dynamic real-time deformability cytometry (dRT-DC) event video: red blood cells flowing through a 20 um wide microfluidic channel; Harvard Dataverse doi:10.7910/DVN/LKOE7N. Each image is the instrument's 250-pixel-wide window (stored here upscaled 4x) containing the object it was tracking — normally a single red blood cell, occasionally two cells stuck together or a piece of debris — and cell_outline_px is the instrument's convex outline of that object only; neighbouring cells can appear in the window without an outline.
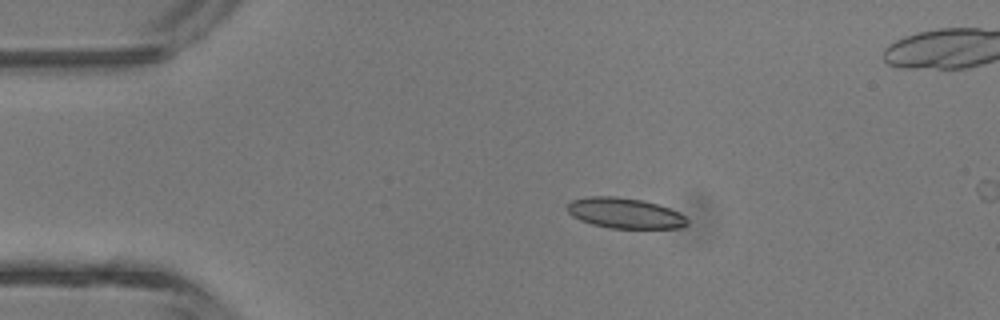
{"species": "common noctule bat (a hibernating species)", "species_latin": "Nyctalus noctula", "temperature_condition": "room temperature", "stored_images_in_passage": 5, "camera_frame_rate_fps": 3000, "um_per_image_px": 0.085, "animal": {"sex": "male", "body_mass_g": 13.3}, "frame": {"image": 1, "passage_image": 3, "time_ms": 2.333, "image_size_px": [1000, 320], "cell_outline_px": [[688, 224], [680, 228], [608, 228], [592, 224], [580, 220], [572, 216], [568, 212], [568, 204], [572, 200], [588, 196], [616, 196], [644, 200], [680, 212], [688, 220]], "centroid_in_image_um": [53.11, 18.11], "position_along_channel_um": 31.9, "area_um2": 21.33}}